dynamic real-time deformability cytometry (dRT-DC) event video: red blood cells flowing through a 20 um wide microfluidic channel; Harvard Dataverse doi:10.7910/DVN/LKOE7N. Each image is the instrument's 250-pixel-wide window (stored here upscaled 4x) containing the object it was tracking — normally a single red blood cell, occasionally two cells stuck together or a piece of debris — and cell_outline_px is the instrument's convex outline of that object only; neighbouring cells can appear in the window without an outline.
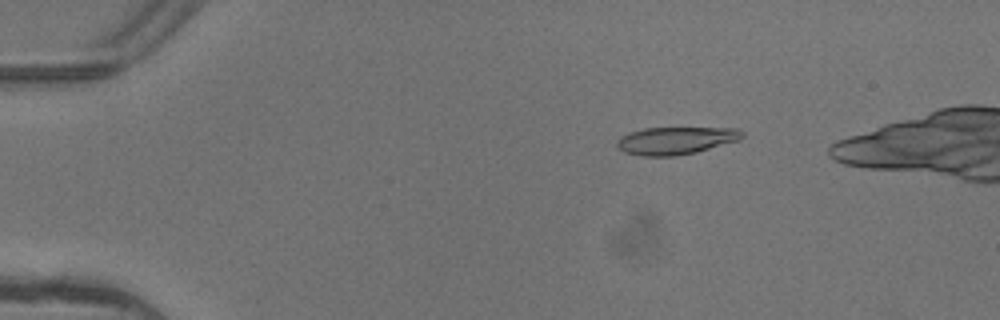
{"species": "common noctule bat (a hibernating species)", "species_latin": "Nyctalus noctula", "temperature_condition": "warm", "stored_images_in_passage": 6, "camera_frame_rate_fps": 3000, "um_per_image_px": 0.085, "animal": {"sex": "female"}, "frame": {"image": 1, "passage_image": 3, "time_ms": 0.667, "image_size_px": [1000, 320], "cell_outline_px": [[744, 136], [740, 140], [696, 152], [676, 156], [644, 156], [624, 152], [616, 144], [616, 140], [620, 136], [628, 132], [644, 128], [736, 128], [744, 132]], "centroid_in_image_um": [57.44, 11.94], "position_along_channel_um": 27.6, "area_um2": 20.17}}